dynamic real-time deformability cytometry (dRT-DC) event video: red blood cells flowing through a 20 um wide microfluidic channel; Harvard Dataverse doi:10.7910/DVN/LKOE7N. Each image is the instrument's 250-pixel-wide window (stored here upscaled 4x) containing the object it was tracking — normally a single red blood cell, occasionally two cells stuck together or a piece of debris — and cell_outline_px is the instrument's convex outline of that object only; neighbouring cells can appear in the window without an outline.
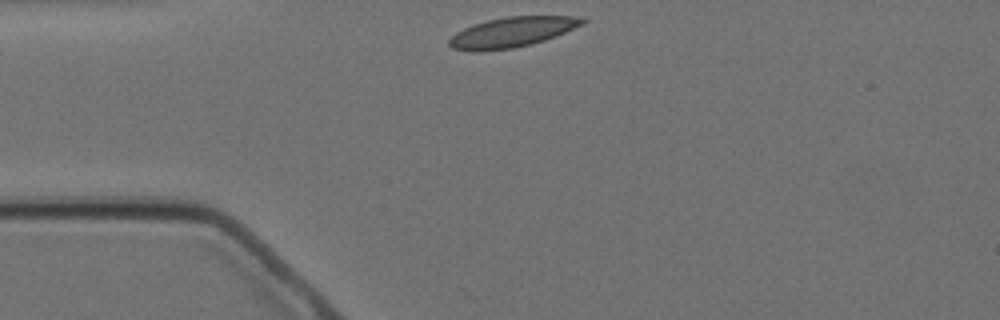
{"species": "Egyptian fruit bat (a non-hibernating species)", "species_latin": "Rousettus aegyptiacus", "temperature_condition": "cold", "stored_images_in_passage": 2, "camera_frame_rate_fps": 3000, "um_per_image_px": 0.085, "animal": {"sex": "female"}, "frame": {"image": 1, "passage_image": 1, "time_ms": 0.0, "image_size_px": [1000, 320], "cell_outline_px": [[588, 20], [584, 24], [556, 36], [544, 40], [512, 48], [452, 48], [448, 44], [448, 40], [456, 32], [472, 24], [488, 20], [508, 16], [584, 16]], "centroid_in_image_um": [43.65, 2.66], "position_along_channel_um": 41.4, "area_um2": 22.54}}